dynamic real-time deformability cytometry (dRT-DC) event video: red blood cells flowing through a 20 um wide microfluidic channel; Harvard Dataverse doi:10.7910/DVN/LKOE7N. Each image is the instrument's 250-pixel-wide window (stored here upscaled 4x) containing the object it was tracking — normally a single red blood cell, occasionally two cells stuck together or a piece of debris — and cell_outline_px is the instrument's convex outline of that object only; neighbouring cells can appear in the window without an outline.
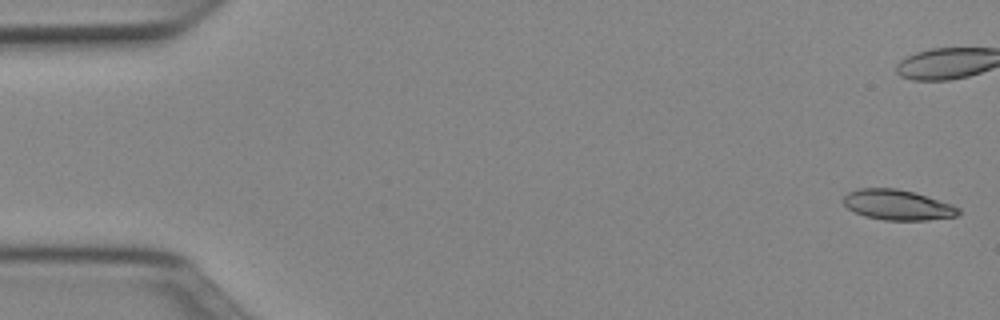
{"species": "Egyptian fruit bat (a non-hibernating species)", "species_latin": "Rousettus aegyptiacus", "temperature_condition": "cold", "stored_images_in_passage": 51, "camera_frame_rate_fps": 3000, "um_per_image_px": 0.085, "animal": {"sex": "female"}, "frame": {"image": 1, "passage_image": 1, "time_ms": 0.0, "image_size_px": [1000, 320], "cell_outline_px": [[960, 212], [956, 216], [928, 220], [884, 220], [864, 216], [848, 208], [844, 204], [844, 196], [848, 192], [860, 188], [896, 188], [912, 192], [952, 204], [960, 208]], "centroid_in_image_um": [76.29, 17.42], "position_along_channel_um": 8.7, "area_um2": 20.11}, "authors_computed_cell_mechanics": {"area_um2": 20.9236, "velocity_mm_per_s": 3.9933, "shape_relaxation_time_tau1_ms": 6.7147, "shape_relaxation_time_tau2_ms": 7.2187, "deformation_change_tau1": 0.1865, "deformation_change_tau2": 0.1757}}